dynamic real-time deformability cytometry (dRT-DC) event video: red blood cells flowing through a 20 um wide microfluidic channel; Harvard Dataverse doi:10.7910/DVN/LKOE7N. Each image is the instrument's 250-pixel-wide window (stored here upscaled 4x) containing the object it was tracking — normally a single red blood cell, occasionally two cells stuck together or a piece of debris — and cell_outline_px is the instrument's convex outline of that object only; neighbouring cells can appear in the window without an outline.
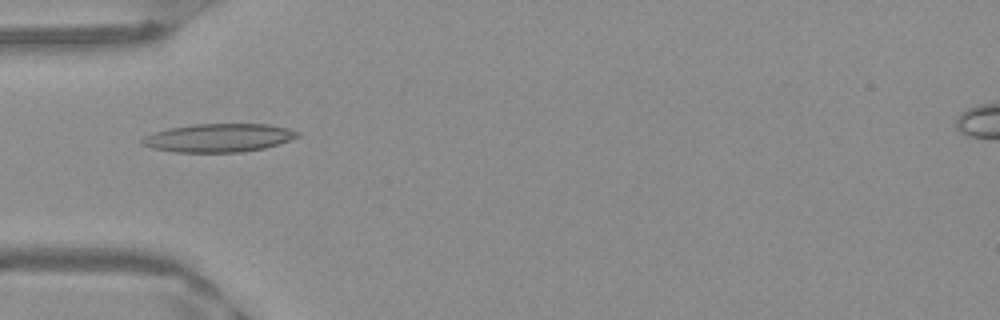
{"species": "Egyptian fruit bat (a non-hibernating species)", "species_latin": "Rousettus aegyptiacus", "temperature_condition": "warm", "stored_images_in_passage": 44, "camera_frame_rate_fps": 3000, "um_per_image_px": 0.085, "frame": {"image": 1, "passage_image": 9, "time_ms": 2.667, "image_size_px": [1000, 320], "cell_outline_px": [[300, 136], [264, 148], [240, 152], [176, 152], [152, 148], [140, 144], [140, 140], [144, 136], [152, 132], [168, 128], [192, 124], [268, 124], [288, 128], [300, 132]], "centroid_in_image_um": [18.54, 11.71], "position_along_channel_um": 66.5, "area_um2": 25.72}}
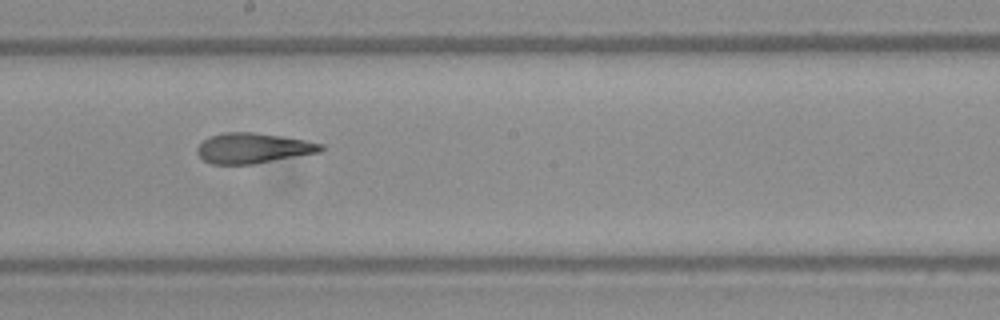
{"frame": {"image": 2, "passage_image": 21, "time_ms": 6.667, "image_size_px": [1000, 320], "cell_outline_px": [[324, 148], [320, 152], [252, 164], [212, 164], [204, 160], [196, 152], [196, 148], [204, 140], [212, 136], [224, 132], [256, 132], [304, 140], [324, 144]], "centroid_in_image_um": [21.51, 12.59], "position_along_channel_um": 226.7, "area_um2": 21.62}}
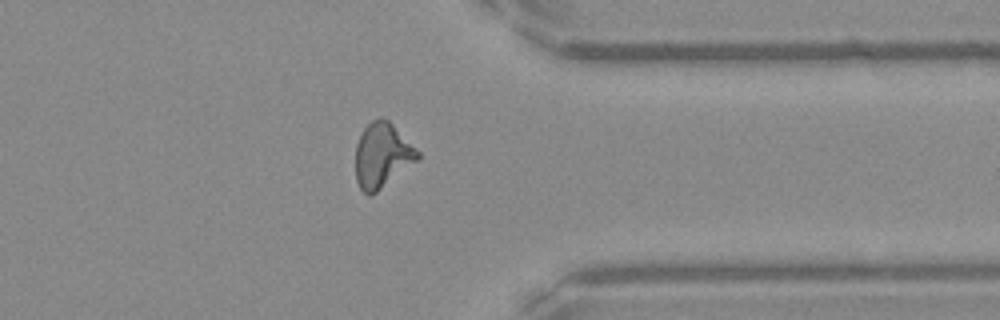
{"frame": {"image": 3, "passage_image": 33, "time_ms": 10.667, "image_size_px": [1000, 320], "cell_outline_px": [[420, 160], [376, 192], [368, 196], [360, 188], [356, 180], [356, 144], [364, 128], [372, 120], [380, 116], [388, 120], [420, 152]], "centroid_in_image_um": [32.5, 13.21], "position_along_channel_um": 378.9, "area_um2": 23.47}, "authors_computed_cell_mechanics": {"area_um2": 22.5709, "velocity_mm_per_s": 3.9854, "shape_relaxation_time_tau1_ms": null, "shape_relaxation_time_tau2_ms": 1.5112, "deformation_change_tau1": null, "deformation_change_tau2": 0.1062}}